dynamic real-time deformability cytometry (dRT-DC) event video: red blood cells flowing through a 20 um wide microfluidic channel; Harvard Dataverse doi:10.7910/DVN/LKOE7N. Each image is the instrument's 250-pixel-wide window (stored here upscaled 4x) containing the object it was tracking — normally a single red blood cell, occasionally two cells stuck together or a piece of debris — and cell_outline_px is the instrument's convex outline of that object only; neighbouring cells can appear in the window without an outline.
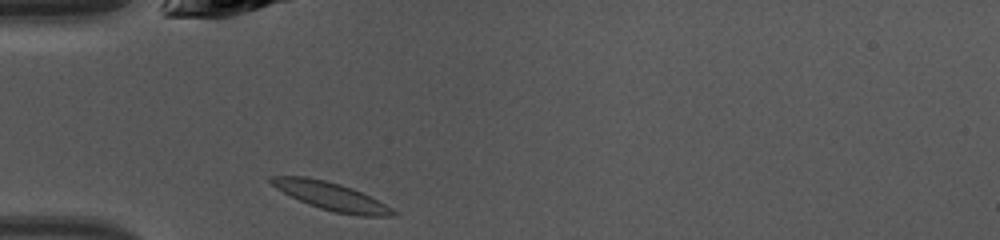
{"species": "common noctule bat (a hibernating species)", "species_latin": "Nyctalus noctula", "temperature_condition": "warm", "stored_images_in_passage": 33, "camera_frame_rate_fps": 3000, "um_per_image_px": 0.085, "animal": {"sex": "female", "body_mass_g": 10.0, "forearm_length_mm": 53.1}, "frame": {"image": 1, "passage_image": 1, "time_ms": 0.0, "image_size_px": [1000, 240], "cell_outline_px": [[396, 216], [360, 216], [336, 212], [320, 208], [308, 204], [276, 188], [268, 180], [268, 176], [304, 176], [324, 180], [340, 184], [352, 188], [392, 208], [396, 212]], "centroid_in_image_um": [28.12, 16.67], "position_along_channel_um": 56.9, "area_um2": 19.42}}
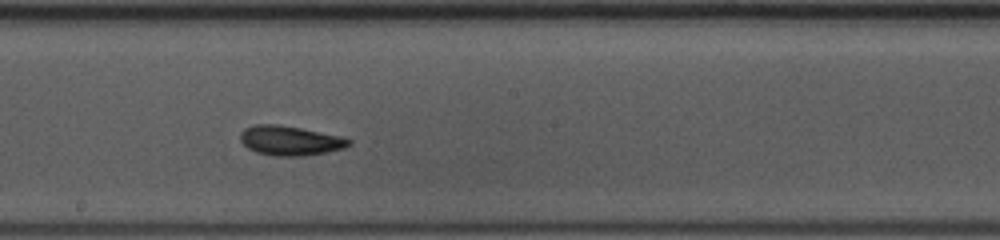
{"frame": {"image": 2, "passage_image": 13, "time_ms": 4.0, "image_size_px": [1000, 240], "cell_outline_px": [[352, 144], [344, 148], [304, 156], [272, 156], [256, 152], [248, 148], [240, 140], [240, 132], [244, 128], [256, 124], [276, 124], [300, 128], [344, 136], [352, 140]], "centroid_in_image_um": [24.67, 11.95], "position_along_channel_um": 223.5, "area_um2": 18.84}}
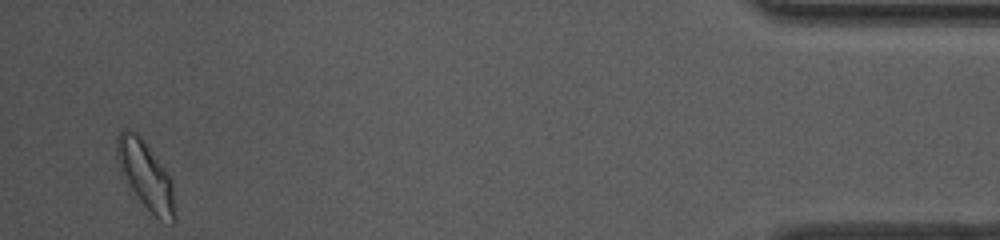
{"frame": {"image": 3, "passage_image": 32, "time_ms": 10.333, "image_size_px": [1000, 240], "cell_outline_px": [[176, 224], [172, 224], [160, 220], [128, 188], [120, 172], [116, 156], [116, 136], [124, 128], [128, 128], [136, 132], [140, 136], [172, 180], [176, 208]], "centroid_in_image_um": [12.37, 14.93], "position_along_channel_um": 422.8, "area_um2": 23.18}, "authors_computed_cell_mechanics": {"area_um2": 18.4382, "velocity_mm_per_s": 4.3089, "shape_relaxation_time_tau1_ms": 2.8684, "shape_relaxation_time_tau2_ms": 5.4584, "deformation_change_tau1": 0.1197, "deformation_change_tau2": 0.0778}}